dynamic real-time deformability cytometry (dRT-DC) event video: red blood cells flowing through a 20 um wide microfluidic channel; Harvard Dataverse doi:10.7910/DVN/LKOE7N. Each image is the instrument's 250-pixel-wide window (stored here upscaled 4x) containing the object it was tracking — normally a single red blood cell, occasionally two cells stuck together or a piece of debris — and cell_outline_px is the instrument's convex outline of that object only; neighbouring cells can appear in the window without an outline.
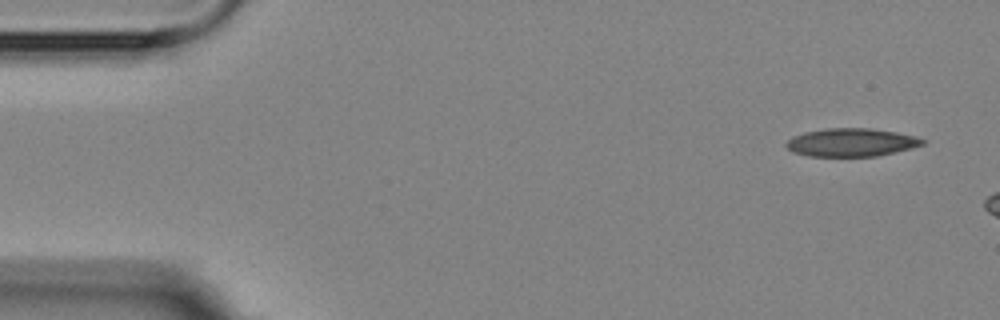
{"species": "Egyptian fruit bat (a non-hibernating species)", "species_latin": "Rousettus aegyptiacus", "temperature_condition": "room temperature", "stored_images_in_passage": 4, "camera_frame_rate_fps": 3000, "um_per_image_px": 0.085, "animal": {"sex": "female"}, "frame": {"image": 1, "passage_image": 1, "time_ms": 0.0, "image_size_px": [1000, 320], "cell_outline_px": [[928, 140], [924, 144], [912, 148], [876, 156], [808, 156], [792, 152], [784, 144], [792, 136], [804, 132], [828, 128], [872, 128], [896, 132], [916, 136]], "centroid_in_image_um": [72.37, 12.1], "position_along_channel_um": 12.6, "area_um2": 22.48}}